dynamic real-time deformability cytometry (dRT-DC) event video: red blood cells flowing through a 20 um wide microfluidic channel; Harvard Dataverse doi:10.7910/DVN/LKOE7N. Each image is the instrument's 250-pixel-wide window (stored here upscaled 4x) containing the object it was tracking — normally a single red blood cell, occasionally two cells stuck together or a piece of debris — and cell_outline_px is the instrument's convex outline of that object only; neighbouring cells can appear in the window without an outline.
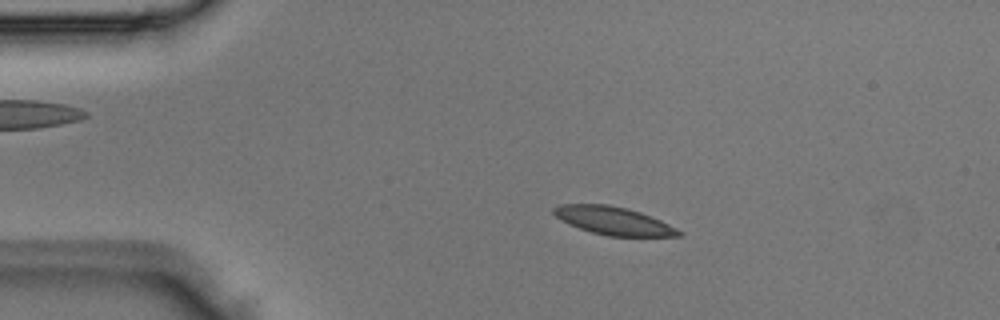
{"species": "Egyptian fruit bat (a non-hibernating species)", "species_latin": "Rousettus aegyptiacus", "temperature_condition": "room temperature", "stored_images_in_passage": 4, "camera_frame_rate_fps": 3000, "um_per_image_px": 0.085, "animal": {"sex": "male"}, "frame": {"image": 1, "passage_image": 3, "time_ms": 0.667, "image_size_px": [1000, 320], "cell_outline_px": [[684, 232], [680, 236], [608, 236], [592, 232], [568, 224], [560, 220], [552, 212], [552, 208], [560, 204], [608, 204], [628, 208], [640, 212], [660, 220]], "centroid_in_image_um": [52.12, 18.75], "position_along_channel_um": 32.9, "area_um2": 20.4}}